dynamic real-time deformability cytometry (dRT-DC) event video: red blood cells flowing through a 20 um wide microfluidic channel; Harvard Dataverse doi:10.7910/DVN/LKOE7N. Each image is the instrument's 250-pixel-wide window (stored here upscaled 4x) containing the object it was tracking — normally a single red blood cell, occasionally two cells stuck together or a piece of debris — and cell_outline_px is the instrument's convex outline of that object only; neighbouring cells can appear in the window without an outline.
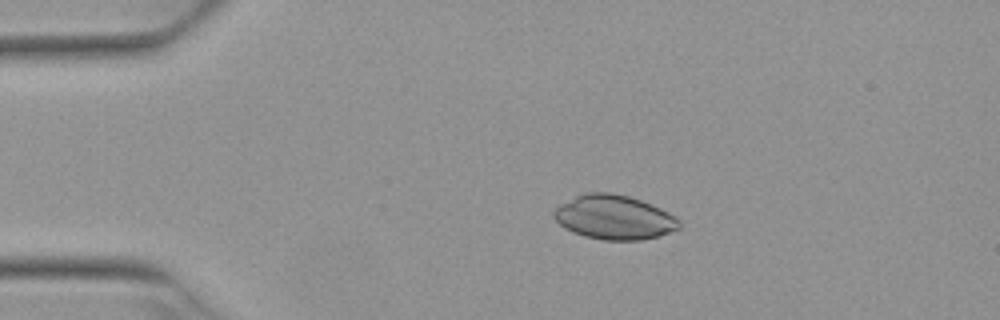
{"species": "Egyptian fruit bat (a non-hibernating species)", "species_latin": "Rousettus aegyptiacus", "temperature_condition": "warm", "stored_images_in_passage": 2, "camera_frame_rate_fps": 3000, "um_per_image_px": 0.085, "animal": {"sex": "female"}, "frame": {"image": 1, "passage_image": 1, "time_ms": 0.0, "image_size_px": [1000, 320], "cell_outline_px": [[680, 228], [656, 236], [640, 240], [604, 240], [584, 236], [572, 232], [560, 224], [552, 216], [552, 212], [560, 204], [576, 196], [588, 192], [608, 192], [628, 196], [640, 200], [660, 208], [668, 212], [680, 220]], "centroid_in_image_um": [52.18, 18.47], "position_along_channel_um": 32.8, "area_um2": 32.08}}